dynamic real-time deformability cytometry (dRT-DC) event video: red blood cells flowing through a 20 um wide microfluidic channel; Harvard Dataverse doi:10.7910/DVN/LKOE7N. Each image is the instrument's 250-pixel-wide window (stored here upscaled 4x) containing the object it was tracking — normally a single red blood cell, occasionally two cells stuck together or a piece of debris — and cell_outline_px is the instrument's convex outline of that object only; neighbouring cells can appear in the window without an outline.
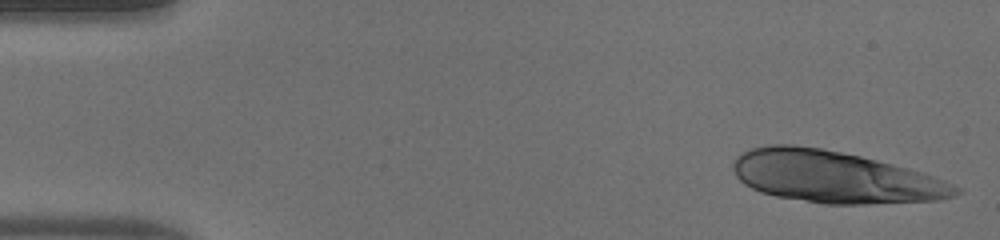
{"species": "human", "species_latin": "Homo sapiens", "temperature_condition": "warm", "stored_images_in_passage": 48, "camera_frame_rate_fps": 3000, "um_per_image_px": 0.085, "donor": {"sex": "male"}, "frame": {"image": 1, "passage_image": 1, "time_ms": 0.0, "image_size_px": [1000, 240], "cell_outline_px": [[964, 192], [956, 196], [940, 200], [864, 204], [824, 204], [776, 196], [760, 192], [744, 184], [736, 176], [732, 168], [732, 164], [736, 156], [740, 152], [752, 148], [768, 144], [792, 144], [824, 148], [860, 156], [908, 168], [944, 180], [960, 188]], "centroid_in_image_um": [70.93, 15.04], "position_along_channel_um": 14.1, "area_um2": 67.45}}
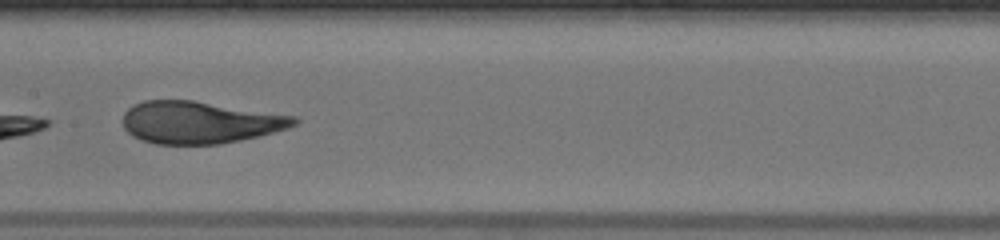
{"frame": {"image": 2, "passage_image": 24, "time_ms": 7.667, "image_size_px": [1000, 240], "cell_outline_px": [[300, 120], [296, 124], [288, 128], [260, 136], [220, 144], [156, 144], [140, 140], [132, 136], [124, 128], [124, 112], [132, 104], [144, 100], [192, 100], [296, 116]], "centroid_in_image_um": [16.97, 10.4], "position_along_channel_um": 190.4, "area_um2": 42.25}}
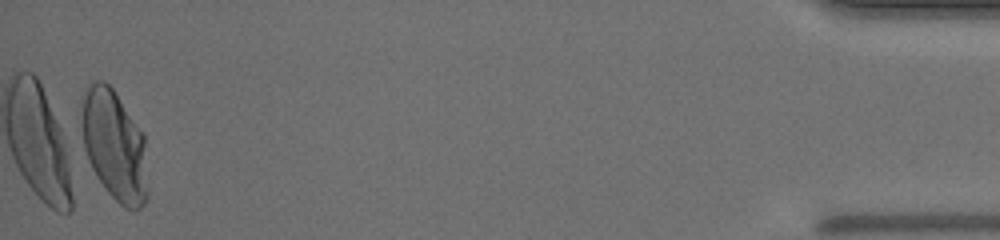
{"frame": {"image": 3, "passage_image": 48, "time_ms": 15.667, "image_size_px": [1000, 240], "cell_outline_px": [[148, 196], [144, 204], [140, 208], [124, 208], [104, 188], [80, 148], [80, 96], [84, 88], [92, 80], [104, 80], [112, 88], [144, 132], [148, 192]], "centroid_in_image_um": [9.65, 12.29], "position_along_channel_um": 425.5, "area_um2": 44.1}, "authors_computed_cell_mechanics": {"area_um2": 43.2633, "velocity_mm_per_s": 4.0331, "shape_relaxation_time_tau1_ms": 7.82, "shape_relaxation_time_tau2_ms": null, "deformation_change_tau1": 0.3222, "deformation_change_tau2": null}}